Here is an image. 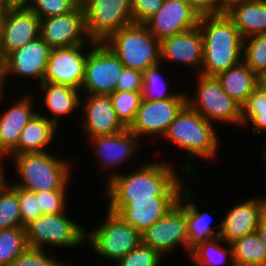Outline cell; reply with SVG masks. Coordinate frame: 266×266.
Listing matches in <instances>:
<instances>
[{"mask_svg": "<svg viewBox=\"0 0 266 266\" xmlns=\"http://www.w3.org/2000/svg\"><path fill=\"white\" fill-rule=\"evenodd\" d=\"M83 1H84V0H77V2H78L79 4H81Z\"/></svg>", "mask_w": 266, "mask_h": 266, "instance_id": "53", "label": "cell"}, {"mask_svg": "<svg viewBox=\"0 0 266 266\" xmlns=\"http://www.w3.org/2000/svg\"><path fill=\"white\" fill-rule=\"evenodd\" d=\"M28 247L25 227L0 230V264L9 266Z\"/></svg>", "mask_w": 266, "mask_h": 266, "instance_id": "32", "label": "cell"}, {"mask_svg": "<svg viewBox=\"0 0 266 266\" xmlns=\"http://www.w3.org/2000/svg\"><path fill=\"white\" fill-rule=\"evenodd\" d=\"M231 244L235 266H266V246L256 231Z\"/></svg>", "mask_w": 266, "mask_h": 266, "instance_id": "30", "label": "cell"}, {"mask_svg": "<svg viewBox=\"0 0 266 266\" xmlns=\"http://www.w3.org/2000/svg\"><path fill=\"white\" fill-rule=\"evenodd\" d=\"M51 50L52 48L39 37L11 52L1 62L3 89L10 77L32 78L38 84L42 83Z\"/></svg>", "mask_w": 266, "mask_h": 266, "instance_id": "15", "label": "cell"}, {"mask_svg": "<svg viewBox=\"0 0 266 266\" xmlns=\"http://www.w3.org/2000/svg\"><path fill=\"white\" fill-rule=\"evenodd\" d=\"M199 20L200 16L186 0H164L158 12L144 25L161 41L198 26Z\"/></svg>", "mask_w": 266, "mask_h": 266, "instance_id": "20", "label": "cell"}, {"mask_svg": "<svg viewBox=\"0 0 266 266\" xmlns=\"http://www.w3.org/2000/svg\"><path fill=\"white\" fill-rule=\"evenodd\" d=\"M106 218L93 230L86 228V244L90 249L110 261L117 262L129 251L135 249L141 242V232L128 224L119 214L111 212L106 207Z\"/></svg>", "mask_w": 266, "mask_h": 266, "instance_id": "6", "label": "cell"}, {"mask_svg": "<svg viewBox=\"0 0 266 266\" xmlns=\"http://www.w3.org/2000/svg\"><path fill=\"white\" fill-rule=\"evenodd\" d=\"M22 94L15 102L0 112V156L6 158L18 145L20 134L38 112L32 93ZM32 98V99H31ZM34 105V106H33ZM36 110H35V109Z\"/></svg>", "mask_w": 266, "mask_h": 266, "instance_id": "23", "label": "cell"}, {"mask_svg": "<svg viewBox=\"0 0 266 266\" xmlns=\"http://www.w3.org/2000/svg\"><path fill=\"white\" fill-rule=\"evenodd\" d=\"M88 139L91 143L89 145L94 149L93 154L95 153L94 156L99 162L97 164L100 165V169H103V171L108 170L109 172L105 183L110 182L115 176L119 175L122 169H118L117 166L120 167L124 163H128L129 159L135 157L136 152L139 153L138 150L142 146L139 144L142 139L140 140L128 128L115 134L97 135Z\"/></svg>", "mask_w": 266, "mask_h": 266, "instance_id": "14", "label": "cell"}, {"mask_svg": "<svg viewBox=\"0 0 266 266\" xmlns=\"http://www.w3.org/2000/svg\"><path fill=\"white\" fill-rule=\"evenodd\" d=\"M260 84L266 88V74L260 78Z\"/></svg>", "mask_w": 266, "mask_h": 266, "instance_id": "51", "label": "cell"}, {"mask_svg": "<svg viewBox=\"0 0 266 266\" xmlns=\"http://www.w3.org/2000/svg\"><path fill=\"white\" fill-rule=\"evenodd\" d=\"M78 5L77 0H32L27 7L43 19L68 14Z\"/></svg>", "mask_w": 266, "mask_h": 266, "instance_id": "38", "label": "cell"}, {"mask_svg": "<svg viewBox=\"0 0 266 266\" xmlns=\"http://www.w3.org/2000/svg\"><path fill=\"white\" fill-rule=\"evenodd\" d=\"M188 187H186V219H187V239L190 245V253L194 246L203 241H209L211 239L220 236L221 224L213 227L211 225V214L201 209L197 205V196L194 195ZM194 196V197H193ZM196 200V201H194ZM196 202V203H195ZM212 226V227H211ZM218 227L216 231L214 230Z\"/></svg>", "mask_w": 266, "mask_h": 266, "instance_id": "27", "label": "cell"}, {"mask_svg": "<svg viewBox=\"0 0 266 266\" xmlns=\"http://www.w3.org/2000/svg\"><path fill=\"white\" fill-rule=\"evenodd\" d=\"M32 0H13V8L28 6Z\"/></svg>", "mask_w": 266, "mask_h": 266, "instance_id": "47", "label": "cell"}, {"mask_svg": "<svg viewBox=\"0 0 266 266\" xmlns=\"http://www.w3.org/2000/svg\"><path fill=\"white\" fill-rule=\"evenodd\" d=\"M164 0H131L132 20L144 24L161 8Z\"/></svg>", "mask_w": 266, "mask_h": 266, "instance_id": "42", "label": "cell"}, {"mask_svg": "<svg viewBox=\"0 0 266 266\" xmlns=\"http://www.w3.org/2000/svg\"><path fill=\"white\" fill-rule=\"evenodd\" d=\"M86 32L95 43L106 42L114 33L133 23L131 0H84Z\"/></svg>", "mask_w": 266, "mask_h": 266, "instance_id": "9", "label": "cell"}, {"mask_svg": "<svg viewBox=\"0 0 266 266\" xmlns=\"http://www.w3.org/2000/svg\"><path fill=\"white\" fill-rule=\"evenodd\" d=\"M21 226L17 193L8 185L0 192V230Z\"/></svg>", "mask_w": 266, "mask_h": 266, "instance_id": "36", "label": "cell"}, {"mask_svg": "<svg viewBox=\"0 0 266 266\" xmlns=\"http://www.w3.org/2000/svg\"><path fill=\"white\" fill-rule=\"evenodd\" d=\"M58 128L37 112L22 130L17 147L6 158L22 153L47 151L48 146L56 141Z\"/></svg>", "mask_w": 266, "mask_h": 266, "instance_id": "26", "label": "cell"}, {"mask_svg": "<svg viewBox=\"0 0 266 266\" xmlns=\"http://www.w3.org/2000/svg\"><path fill=\"white\" fill-rule=\"evenodd\" d=\"M4 91L5 90L3 89V86H2V72H1V61H0V100L1 101H4V98H3V96H5Z\"/></svg>", "mask_w": 266, "mask_h": 266, "instance_id": "50", "label": "cell"}, {"mask_svg": "<svg viewBox=\"0 0 266 266\" xmlns=\"http://www.w3.org/2000/svg\"><path fill=\"white\" fill-rule=\"evenodd\" d=\"M162 257L157 251L142 242L114 263V266H160Z\"/></svg>", "mask_w": 266, "mask_h": 266, "instance_id": "37", "label": "cell"}, {"mask_svg": "<svg viewBox=\"0 0 266 266\" xmlns=\"http://www.w3.org/2000/svg\"><path fill=\"white\" fill-rule=\"evenodd\" d=\"M141 237L143 244L150 246L162 257H166L163 255L171 253L180 246L190 255L187 239L186 187L178 203L164 217L142 231Z\"/></svg>", "mask_w": 266, "mask_h": 266, "instance_id": "10", "label": "cell"}, {"mask_svg": "<svg viewBox=\"0 0 266 266\" xmlns=\"http://www.w3.org/2000/svg\"><path fill=\"white\" fill-rule=\"evenodd\" d=\"M198 27L204 43L199 74L216 77L242 61L244 38L226 14L201 16Z\"/></svg>", "mask_w": 266, "mask_h": 266, "instance_id": "3", "label": "cell"}, {"mask_svg": "<svg viewBox=\"0 0 266 266\" xmlns=\"http://www.w3.org/2000/svg\"><path fill=\"white\" fill-rule=\"evenodd\" d=\"M126 68L146 71L161 64L160 40L144 24L132 23L104 42Z\"/></svg>", "mask_w": 266, "mask_h": 266, "instance_id": "5", "label": "cell"}, {"mask_svg": "<svg viewBox=\"0 0 266 266\" xmlns=\"http://www.w3.org/2000/svg\"><path fill=\"white\" fill-rule=\"evenodd\" d=\"M204 58V43L198 26L160 41L161 64H183L200 73Z\"/></svg>", "mask_w": 266, "mask_h": 266, "instance_id": "21", "label": "cell"}, {"mask_svg": "<svg viewBox=\"0 0 266 266\" xmlns=\"http://www.w3.org/2000/svg\"><path fill=\"white\" fill-rule=\"evenodd\" d=\"M65 212L42 214L25 226L29 247L48 250V247L74 249L85 246L86 227L81 226ZM85 228V229H84Z\"/></svg>", "mask_w": 266, "mask_h": 266, "instance_id": "8", "label": "cell"}, {"mask_svg": "<svg viewBox=\"0 0 266 266\" xmlns=\"http://www.w3.org/2000/svg\"><path fill=\"white\" fill-rule=\"evenodd\" d=\"M41 19L27 6L7 9L0 35V61L40 37Z\"/></svg>", "mask_w": 266, "mask_h": 266, "instance_id": "16", "label": "cell"}, {"mask_svg": "<svg viewBox=\"0 0 266 266\" xmlns=\"http://www.w3.org/2000/svg\"><path fill=\"white\" fill-rule=\"evenodd\" d=\"M43 92V102L47 108V112L43 110L41 112L38 110V113L42 116H45L48 120L53 122L57 127H59L60 117L69 116L70 114H75L74 111L80 109L81 103V90L61 84H55L51 82H42L38 85ZM47 114V115H46ZM51 114L52 116H49ZM69 114V115H68Z\"/></svg>", "mask_w": 266, "mask_h": 266, "instance_id": "25", "label": "cell"}, {"mask_svg": "<svg viewBox=\"0 0 266 266\" xmlns=\"http://www.w3.org/2000/svg\"><path fill=\"white\" fill-rule=\"evenodd\" d=\"M0 6L6 9H12L13 0H0Z\"/></svg>", "mask_w": 266, "mask_h": 266, "instance_id": "48", "label": "cell"}, {"mask_svg": "<svg viewBox=\"0 0 266 266\" xmlns=\"http://www.w3.org/2000/svg\"><path fill=\"white\" fill-rule=\"evenodd\" d=\"M216 126L193 110L188 104L181 109L169 125L167 132L161 139L170 142V145L178 146L179 150L181 149L184 153H187L186 161L188 162L185 161L179 167L183 175L194 178L195 174H193L192 169H194L193 163L195 160L206 159V161H209L217 156L221 141Z\"/></svg>", "mask_w": 266, "mask_h": 266, "instance_id": "2", "label": "cell"}, {"mask_svg": "<svg viewBox=\"0 0 266 266\" xmlns=\"http://www.w3.org/2000/svg\"><path fill=\"white\" fill-rule=\"evenodd\" d=\"M226 15L244 39L266 33V0H228Z\"/></svg>", "mask_w": 266, "mask_h": 266, "instance_id": "24", "label": "cell"}, {"mask_svg": "<svg viewBox=\"0 0 266 266\" xmlns=\"http://www.w3.org/2000/svg\"><path fill=\"white\" fill-rule=\"evenodd\" d=\"M143 72L124 67L117 83V91L142 92Z\"/></svg>", "mask_w": 266, "mask_h": 266, "instance_id": "44", "label": "cell"}, {"mask_svg": "<svg viewBox=\"0 0 266 266\" xmlns=\"http://www.w3.org/2000/svg\"><path fill=\"white\" fill-rule=\"evenodd\" d=\"M252 127V134L259 136L266 132V88L259 86L250 94L242 105V126Z\"/></svg>", "mask_w": 266, "mask_h": 266, "instance_id": "31", "label": "cell"}, {"mask_svg": "<svg viewBox=\"0 0 266 266\" xmlns=\"http://www.w3.org/2000/svg\"><path fill=\"white\" fill-rule=\"evenodd\" d=\"M242 61L259 77L266 74V33L243 40Z\"/></svg>", "mask_w": 266, "mask_h": 266, "instance_id": "33", "label": "cell"}, {"mask_svg": "<svg viewBox=\"0 0 266 266\" xmlns=\"http://www.w3.org/2000/svg\"><path fill=\"white\" fill-rule=\"evenodd\" d=\"M255 231L257 235L259 236V238L261 239V241L266 246V211L260 217L259 224Z\"/></svg>", "mask_w": 266, "mask_h": 266, "instance_id": "45", "label": "cell"}, {"mask_svg": "<svg viewBox=\"0 0 266 266\" xmlns=\"http://www.w3.org/2000/svg\"><path fill=\"white\" fill-rule=\"evenodd\" d=\"M187 104V93L180 91L174 98L141 100L134 121L128 127L138 138L160 137L167 132L176 115Z\"/></svg>", "mask_w": 266, "mask_h": 266, "instance_id": "12", "label": "cell"}, {"mask_svg": "<svg viewBox=\"0 0 266 266\" xmlns=\"http://www.w3.org/2000/svg\"><path fill=\"white\" fill-rule=\"evenodd\" d=\"M189 256L193 261L192 266H221L228 261L229 266H235L232 244L223 241L220 236L198 243L192 248Z\"/></svg>", "mask_w": 266, "mask_h": 266, "instance_id": "29", "label": "cell"}, {"mask_svg": "<svg viewBox=\"0 0 266 266\" xmlns=\"http://www.w3.org/2000/svg\"><path fill=\"white\" fill-rule=\"evenodd\" d=\"M257 197V198H255ZM253 196L229 207L224 218L220 220V237L227 243L254 232L260 217L266 211L264 195Z\"/></svg>", "mask_w": 266, "mask_h": 266, "instance_id": "22", "label": "cell"}, {"mask_svg": "<svg viewBox=\"0 0 266 266\" xmlns=\"http://www.w3.org/2000/svg\"><path fill=\"white\" fill-rule=\"evenodd\" d=\"M9 186L18 195L21 214V227H25L31 221L36 220L42 215L41 209L39 208L38 199H36V194L34 192L19 188L11 182L9 183Z\"/></svg>", "mask_w": 266, "mask_h": 266, "instance_id": "40", "label": "cell"}, {"mask_svg": "<svg viewBox=\"0 0 266 266\" xmlns=\"http://www.w3.org/2000/svg\"><path fill=\"white\" fill-rule=\"evenodd\" d=\"M161 161V162H160ZM145 162L128 169L105 185L106 200H154V196H180L185 188L173 162L160 160ZM176 170V171H175ZM180 177V178H179Z\"/></svg>", "mask_w": 266, "mask_h": 266, "instance_id": "1", "label": "cell"}, {"mask_svg": "<svg viewBox=\"0 0 266 266\" xmlns=\"http://www.w3.org/2000/svg\"><path fill=\"white\" fill-rule=\"evenodd\" d=\"M40 37L51 48L88 44L91 40L81 4L68 14L41 19Z\"/></svg>", "mask_w": 266, "mask_h": 266, "instance_id": "17", "label": "cell"}, {"mask_svg": "<svg viewBox=\"0 0 266 266\" xmlns=\"http://www.w3.org/2000/svg\"><path fill=\"white\" fill-rule=\"evenodd\" d=\"M201 16L226 14L228 0H186Z\"/></svg>", "mask_w": 266, "mask_h": 266, "instance_id": "43", "label": "cell"}, {"mask_svg": "<svg viewBox=\"0 0 266 266\" xmlns=\"http://www.w3.org/2000/svg\"><path fill=\"white\" fill-rule=\"evenodd\" d=\"M80 111L86 137L115 134L126 129L117 118L110 95L82 94Z\"/></svg>", "mask_w": 266, "mask_h": 266, "instance_id": "19", "label": "cell"}, {"mask_svg": "<svg viewBox=\"0 0 266 266\" xmlns=\"http://www.w3.org/2000/svg\"><path fill=\"white\" fill-rule=\"evenodd\" d=\"M264 199H265V209H266V194H265V196H264Z\"/></svg>", "mask_w": 266, "mask_h": 266, "instance_id": "54", "label": "cell"}, {"mask_svg": "<svg viewBox=\"0 0 266 266\" xmlns=\"http://www.w3.org/2000/svg\"><path fill=\"white\" fill-rule=\"evenodd\" d=\"M216 78L223 90L241 105L260 84V78L243 61L219 73Z\"/></svg>", "mask_w": 266, "mask_h": 266, "instance_id": "28", "label": "cell"}, {"mask_svg": "<svg viewBox=\"0 0 266 266\" xmlns=\"http://www.w3.org/2000/svg\"><path fill=\"white\" fill-rule=\"evenodd\" d=\"M7 9L3 8L0 6V35H1V29H2V24H3V20H4V16L6 14Z\"/></svg>", "mask_w": 266, "mask_h": 266, "instance_id": "49", "label": "cell"}, {"mask_svg": "<svg viewBox=\"0 0 266 266\" xmlns=\"http://www.w3.org/2000/svg\"><path fill=\"white\" fill-rule=\"evenodd\" d=\"M68 190L34 192L42 214H59L68 209Z\"/></svg>", "mask_w": 266, "mask_h": 266, "instance_id": "41", "label": "cell"}, {"mask_svg": "<svg viewBox=\"0 0 266 266\" xmlns=\"http://www.w3.org/2000/svg\"><path fill=\"white\" fill-rule=\"evenodd\" d=\"M124 67L118 56L105 43H94L87 57L81 94L115 93Z\"/></svg>", "mask_w": 266, "mask_h": 266, "instance_id": "11", "label": "cell"}, {"mask_svg": "<svg viewBox=\"0 0 266 266\" xmlns=\"http://www.w3.org/2000/svg\"><path fill=\"white\" fill-rule=\"evenodd\" d=\"M163 64L148 68L143 72V85H142V99L143 100H165L174 98L180 90H171L167 89V82L163 76L161 70ZM164 77V78H163ZM165 81H164V80Z\"/></svg>", "mask_w": 266, "mask_h": 266, "instance_id": "34", "label": "cell"}, {"mask_svg": "<svg viewBox=\"0 0 266 266\" xmlns=\"http://www.w3.org/2000/svg\"><path fill=\"white\" fill-rule=\"evenodd\" d=\"M5 159L6 158L0 156V192H2L9 185L8 178L5 176V172L7 170H5L3 167L6 162Z\"/></svg>", "mask_w": 266, "mask_h": 266, "instance_id": "46", "label": "cell"}, {"mask_svg": "<svg viewBox=\"0 0 266 266\" xmlns=\"http://www.w3.org/2000/svg\"><path fill=\"white\" fill-rule=\"evenodd\" d=\"M263 148V150H262V155H263V158L264 159H262V160H264V161H266V144L264 145V147H262Z\"/></svg>", "mask_w": 266, "mask_h": 266, "instance_id": "52", "label": "cell"}, {"mask_svg": "<svg viewBox=\"0 0 266 266\" xmlns=\"http://www.w3.org/2000/svg\"><path fill=\"white\" fill-rule=\"evenodd\" d=\"M180 196H154V200H106L108 209L119 214L140 232L152 226L173 208Z\"/></svg>", "mask_w": 266, "mask_h": 266, "instance_id": "18", "label": "cell"}, {"mask_svg": "<svg viewBox=\"0 0 266 266\" xmlns=\"http://www.w3.org/2000/svg\"><path fill=\"white\" fill-rule=\"evenodd\" d=\"M50 151L22 153L11 157L16 171L13 182L19 188L31 192L68 190L72 178V162L65 157H55Z\"/></svg>", "mask_w": 266, "mask_h": 266, "instance_id": "4", "label": "cell"}, {"mask_svg": "<svg viewBox=\"0 0 266 266\" xmlns=\"http://www.w3.org/2000/svg\"><path fill=\"white\" fill-rule=\"evenodd\" d=\"M195 93H187V104L209 122L242 127V105L231 98L215 76L196 74Z\"/></svg>", "mask_w": 266, "mask_h": 266, "instance_id": "7", "label": "cell"}, {"mask_svg": "<svg viewBox=\"0 0 266 266\" xmlns=\"http://www.w3.org/2000/svg\"><path fill=\"white\" fill-rule=\"evenodd\" d=\"M110 96L117 118L128 128L134 121L140 106L142 100L141 92L116 91Z\"/></svg>", "mask_w": 266, "mask_h": 266, "instance_id": "35", "label": "cell"}, {"mask_svg": "<svg viewBox=\"0 0 266 266\" xmlns=\"http://www.w3.org/2000/svg\"><path fill=\"white\" fill-rule=\"evenodd\" d=\"M51 250L28 247L9 266H63L65 263L59 261ZM48 253V254H47ZM55 257V258H54Z\"/></svg>", "mask_w": 266, "mask_h": 266, "instance_id": "39", "label": "cell"}, {"mask_svg": "<svg viewBox=\"0 0 266 266\" xmlns=\"http://www.w3.org/2000/svg\"><path fill=\"white\" fill-rule=\"evenodd\" d=\"M94 43L90 41L88 44L52 48L42 82L81 90L87 57Z\"/></svg>", "mask_w": 266, "mask_h": 266, "instance_id": "13", "label": "cell"}]
</instances>
